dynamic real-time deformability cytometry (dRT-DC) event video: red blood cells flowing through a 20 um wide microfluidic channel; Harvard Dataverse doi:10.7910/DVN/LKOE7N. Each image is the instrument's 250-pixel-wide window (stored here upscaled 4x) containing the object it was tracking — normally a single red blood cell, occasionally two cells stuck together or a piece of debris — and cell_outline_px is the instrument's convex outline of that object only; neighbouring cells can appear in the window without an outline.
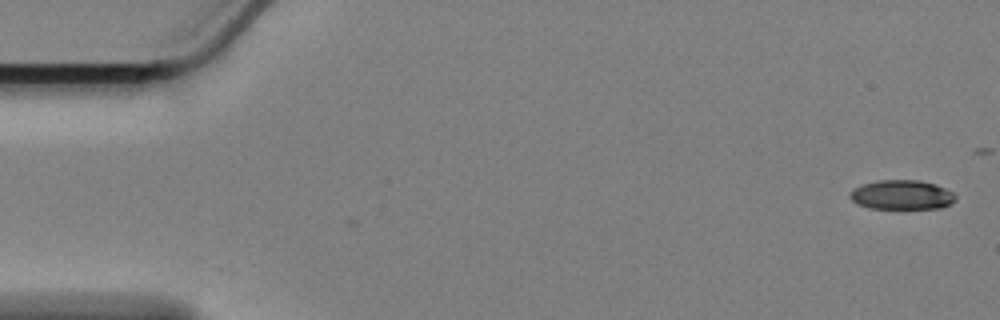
{"species": "Egyptian fruit bat (a non-hibernating species)", "species_latin": "Rousettus aegyptiacus", "temperature_condition": "cold", "stored_images_in_passage": 23, "camera_frame_rate_fps": 3000, "um_per_image_px": 0.085, "animal": {"sex": "female"}, "frame": {"image": 1, "passage_image": 1, "time_ms": 0.0, "image_size_px": [1000, 320], "cell_outline_px": [[956, 200], [952, 204], [940, 208], [868, 208], [856, 204], [848, 196], [848, 192], [852, 188], [864, 184], [880, 180], [920, 180], [936, 184], [952, 192], [956, 196]], "centroid_in_image_um": [76.63, 16.56], "position_along_channel_um": 8.4, "area_um2": 18.26}}
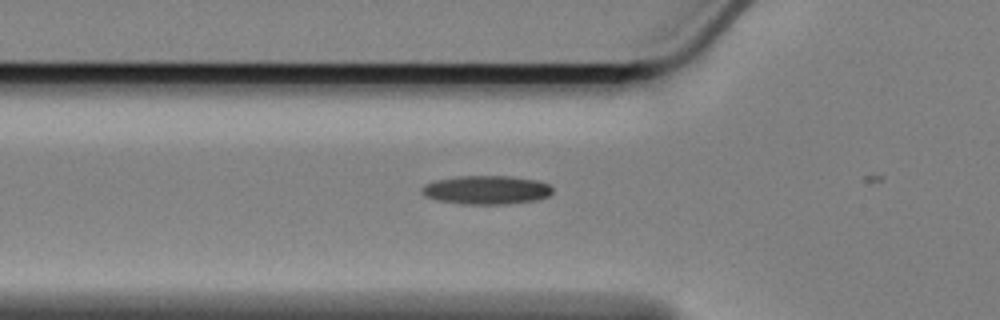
{"frame": {"image": 2, "passage_image": 19, "time_ms": 6.0, "image_size_px": [1000, 320], "cell_outline_px": [[552, 192], [548, 196], [536, 200], [508, 204], [460, 204], [436, 200], [424, 196], [420, 192], [420, 188], [424, 184], [436, 180], [460, 176], [508, 176], [536, 180], [548, 184], [552, 188]], "centroid_in_image_um": [41.3, 16.15], "position_along_channel_um": 84.5, "area_um2": 21.96}}
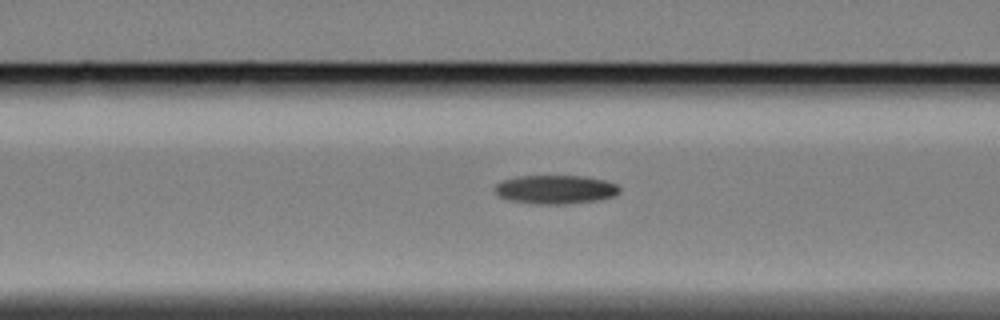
{"frame": {"image": 3, "passage_image": 22, "time_ms": 7.0, "image_size_px": [1000, 320], "cell_outline_px": [[620, 192], [612, 196], [596, 200], [564, 204], [532, 204], [508, 200], [500, 196], [496, 192], [496, 184], [504, 180], [516, 176], [584, 176], [604, 180], [616, 184], [620, 188]], "centroid_in_image_um": [47.2, 16.1], "position_along_channel_um": 119.4, "area_um2": 20.75}}